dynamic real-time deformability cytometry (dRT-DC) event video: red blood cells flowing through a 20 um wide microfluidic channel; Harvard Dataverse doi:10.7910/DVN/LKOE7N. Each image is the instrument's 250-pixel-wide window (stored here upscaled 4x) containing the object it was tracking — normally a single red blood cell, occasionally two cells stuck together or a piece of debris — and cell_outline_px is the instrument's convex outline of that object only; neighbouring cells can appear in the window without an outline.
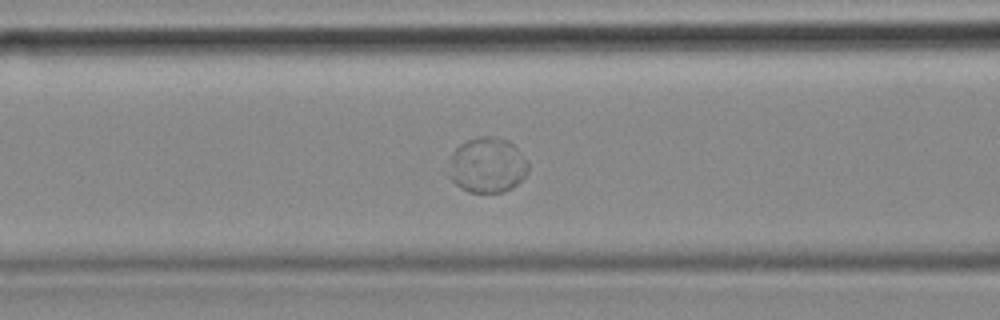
{"species": "common noctule bat (a hibernating species)", "species_latin": "Nyctalus noctula", "temperature_condition": "cold", "stored_images_in_passage": 56, "camera_frame_rate_fps": 3000, "um_per_image_px": 0.085, "animal": {"sex": "female", "body_mass_g": 18.4}, "frame": {"image": 1, "passage_image": 23, "time_ms": 7.333, "image_size_px": [1000, 320], "cell_outline_px": [[528, 172], [512, 188], [504, 192], [468, 192], [460, 188], [448, 176], [452, 152], [460, 144], [468, 140], [480, 136], [492, 136], [508, 140], [520, 152], [528, 164]], "centroid_in_image_um": [41.4, 14.04], "position_along_channel_um": 125.2, "area_um2": 25.49}}
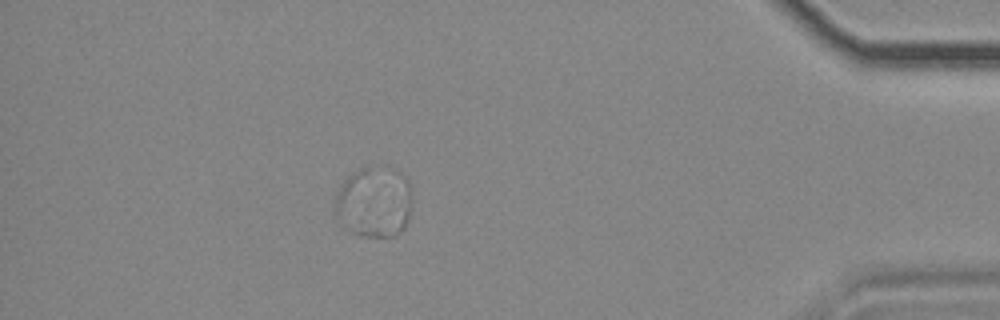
{"frame": {"image": 2, "passage_image": 50, "time_ms": 16.333, "image_size_px": [1000, 320], "cell_outline_px": [[408, 220], [404, 228], [396, 236], [364, 236], [340, 228], [336, 224], [332, 212], [332, 200], [340, 184], [352, 172], [360, 168], [368, 168], [400, 172], [408, 180]], "centroid_in_image_um": [31.64, 17.24], "position_along_channel_um": 403.6, "area_um2": 31.96}, "authors_computed_cell_mechanics": {"area_um2": 25.5187, "velocity_mm_per_s": 3.5912, "shape_relaxation_time_tau1_ms": 0.5099, "shape_relaxation_time_tau2_ms": null, "deformation_change_tau1": 0.1827, "deformation_change_tau2": null}}